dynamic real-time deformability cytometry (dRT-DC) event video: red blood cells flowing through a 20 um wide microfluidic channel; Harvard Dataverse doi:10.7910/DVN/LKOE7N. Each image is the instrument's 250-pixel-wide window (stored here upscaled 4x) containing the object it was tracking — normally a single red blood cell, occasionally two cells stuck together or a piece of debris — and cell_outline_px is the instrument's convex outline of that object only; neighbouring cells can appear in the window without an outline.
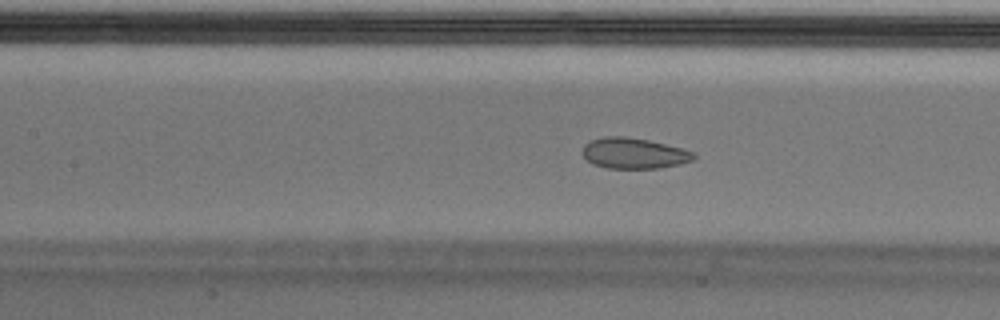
{"species": "Egyptian fruit bat (a non-hibernating species)", "species_latin": "Rousettus aegyptiacus", "temperature_condition": "cold", "stored_images_in_passage": 53, "camera_frame_rate_fps": 3000, "um_per_image_px": 0.085, "animal": {"sex": "male"}, "frame": {"image": 1, "passage_image": 23, "time_ms": 7.333, "image_size_px": [1000, 320], "cell_outline_px": [[696, 156], [692, 160], [680, 164], [660, 168], [608, 168], [592, 164], [584, 156], [584, 144], [592, 140], [604, 136], [624, 136], [648, 140], [696, 152]], "centroid_in_image_um": [53.9, 13.03], "position_along_channel_um": 153.5, "area_um2": 19.77}}